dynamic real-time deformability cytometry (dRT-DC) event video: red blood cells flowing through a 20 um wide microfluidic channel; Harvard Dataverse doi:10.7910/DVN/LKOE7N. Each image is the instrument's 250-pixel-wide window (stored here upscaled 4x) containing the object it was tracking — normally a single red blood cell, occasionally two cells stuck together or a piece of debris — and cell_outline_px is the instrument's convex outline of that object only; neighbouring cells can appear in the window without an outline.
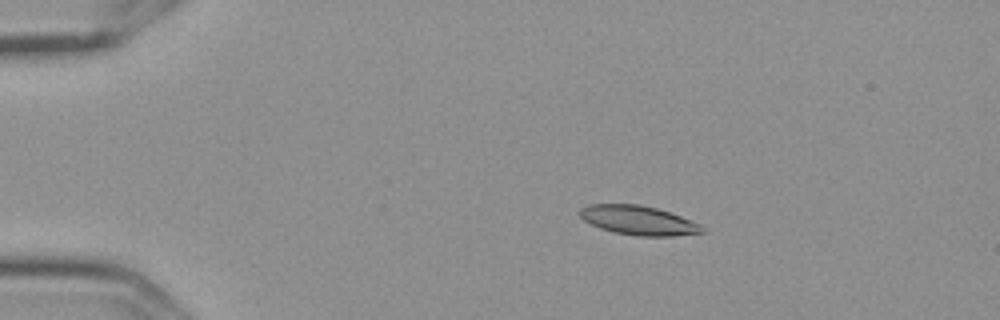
{"species": "Egyptian fruit bat (a non-hibernating species)", "species_latin": "Rousettus aegyptiacus", "temperature_condition": "cold", "stored_images_in_passage": 4, "camera_frame_rate_fps": 3000, "um_per_image_px": 0.085, "frame": {"image": 1, "passage_image": 2, "time_ms": 0.333, "image_size_px": [1000, 320], "cell_outline_px": [[704, 232], [672, 236], [636, 236], [612, 232], [600, 228], [584, 220], [580, 216], [580, 208], [588, 204], [640, 204], [656, 208], [680, 216], [700, 224], [704, 228]], "centroid_in_image_um": [54.24, 18.73], "position_along_channel_um": 30.8, "area_um2": 20.75}}